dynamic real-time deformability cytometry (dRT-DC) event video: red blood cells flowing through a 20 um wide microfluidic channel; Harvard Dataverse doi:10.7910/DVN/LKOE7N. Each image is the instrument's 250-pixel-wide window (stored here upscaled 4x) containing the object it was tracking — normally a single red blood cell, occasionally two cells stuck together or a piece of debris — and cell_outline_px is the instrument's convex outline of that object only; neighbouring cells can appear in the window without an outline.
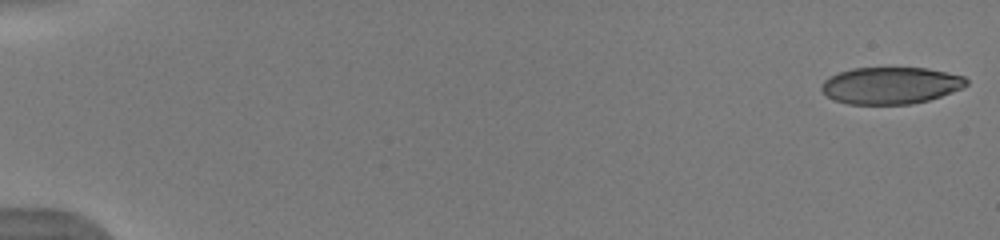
{"species": "human", "species_latin": "Homo sapiens", "temperature_condition": "warm", "stored_images_in_passage": 52, "camera_frame_rate_fps": 3000, "um_per_image_px": 0.085, "donor": {"sex": "male"}, "frame": {"image": 1, "passage_image": 1, "time_ms": 0.0, "image_size_px": [1000, 240], "cell_outline_px": [[968, 84], [964, 88], [928, 100], [912, 104], [848, 104], [836, 100], [828, 96], [820, 88], [824, 80], [828, 76], [852, 68], [928, 68], [964, 76], [968, 80]], "centroid_in_image_um": [75.73, 7.26], "position_along_channel_um": 9.3, "area_um2": 31.15}}
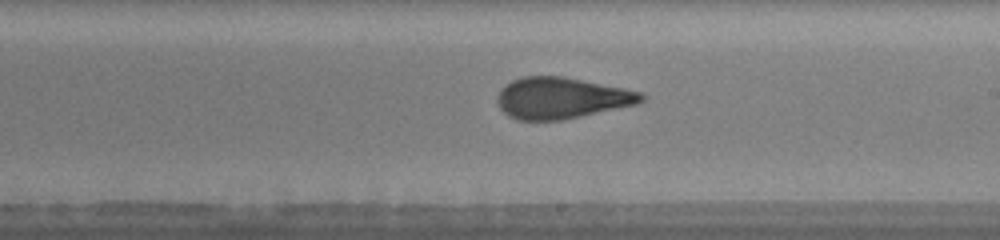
{"frame": {"image": 2, "passage_image": 32, "time_ms": 10.333, "image_size_px": [1000, 240], "cell_outline_px": [[648, 96], [640, 104], [560, 120], [516, 120], [508, 116], [500, 108], [496, 100], [500, 92], [512, 80], [520, 76], [564, 76], [624, 88], [640, 92]], "centroid_in_image_um": [47.76, 8.33], "position_along_channel_um": 241.2, "area_um2": 34.68}}
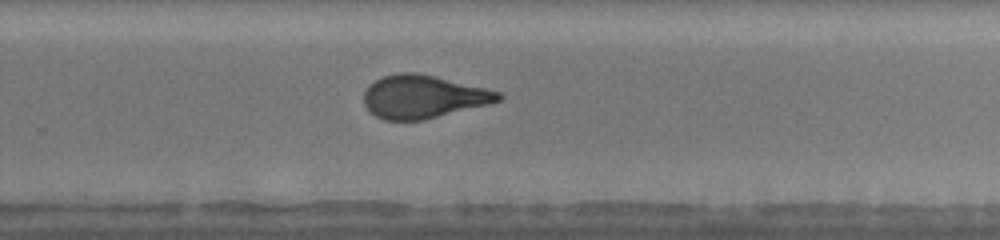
{"frame": {"image": 3, "passage_image": 36, "time_ms": 11.667, "image_size_px": [1000, 240], "cell_outline_px": [[504, 96], [500, 100], [488, 104], [424, 120], [384, 120], [376, 116], [364, 104], [364, 92], [368, 84], [384, 76], [400, 72], [416, 72], [484, 88], [500, 92]], "centroid_in_image_um": [35.95, 8.22], "position_along_channel_um": 293.9, "area_um2": 33.41}, "authors_computed_cell_mechanics": {"area_um2": 33.9575, "velocity_mm_per_s": 3.9696, "shape_relaxation_time_tau1_ms": 5.408, "shape_relaxation_time_tau2_ms": 1.1835, "deformation_change_tau1": 0.2203, "deformation_change_tau2": 0.1074}}